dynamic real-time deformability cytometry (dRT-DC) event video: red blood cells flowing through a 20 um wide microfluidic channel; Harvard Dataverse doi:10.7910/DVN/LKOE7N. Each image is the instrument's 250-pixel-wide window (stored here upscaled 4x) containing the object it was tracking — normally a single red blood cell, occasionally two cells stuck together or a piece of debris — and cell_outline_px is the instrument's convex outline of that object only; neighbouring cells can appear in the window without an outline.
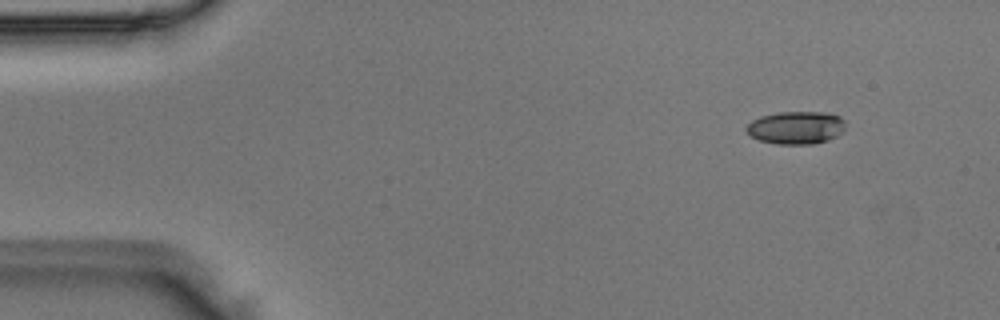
{"species": "Egyptian fruit bat (a non-hibernating species)", "species_latin": "Rousettus aegyptiacus", "temperature_condition": "room temperature", "stored_images_in_passage": 5, "camera_frame_rate_fps": 3000, "um_per_image_px": 0.085, "animal": {"sex": "male"}, "frame": {"image": 1, "passage_image": 2, "time_ms": 0.333, "image_size_px": [1000, 320], "cell_outline_px": [[844, 132], [828, 140], [812, 144], [776, 144], [760, 140], [752, 136], [744, 128], [752, 120], [760, 116], [780, 112], [824, 112], [840, 116], [844, 120]], "centroid_in_image_um": [67.67, 10.85], "position_along_channel_um": 17.3, "area_um2": 18.96}}
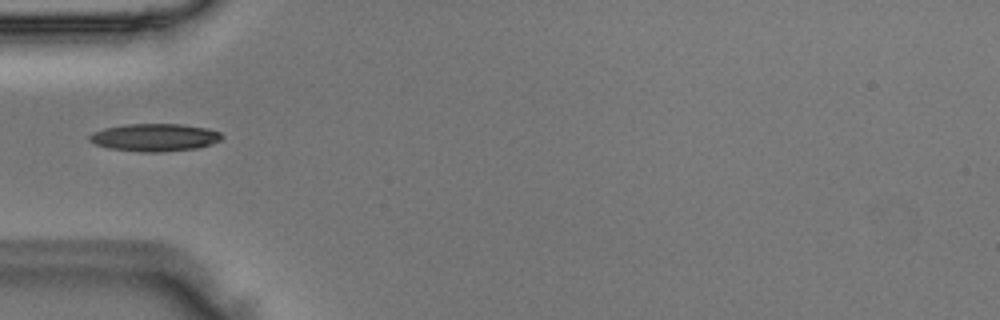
{"frame": {"image": 2, "passage_image": 5, "time_ms": 1.333, "image_size_px": [1000, 320], "cell_outline_px": [[224, 136], [220, 140], [212, 144], [196, 148], [164, 152], [140, 152], [108, 148], [96, 144], [88, 140], [88, 136], [92, 132], [104, 128], [124, 124], [180, 124], [208, 128], [220, 132]], "centroid_in_image_um": [13.14, 11.68], "position_along_channel_um": 71.9, "area_um2": 21.5}}